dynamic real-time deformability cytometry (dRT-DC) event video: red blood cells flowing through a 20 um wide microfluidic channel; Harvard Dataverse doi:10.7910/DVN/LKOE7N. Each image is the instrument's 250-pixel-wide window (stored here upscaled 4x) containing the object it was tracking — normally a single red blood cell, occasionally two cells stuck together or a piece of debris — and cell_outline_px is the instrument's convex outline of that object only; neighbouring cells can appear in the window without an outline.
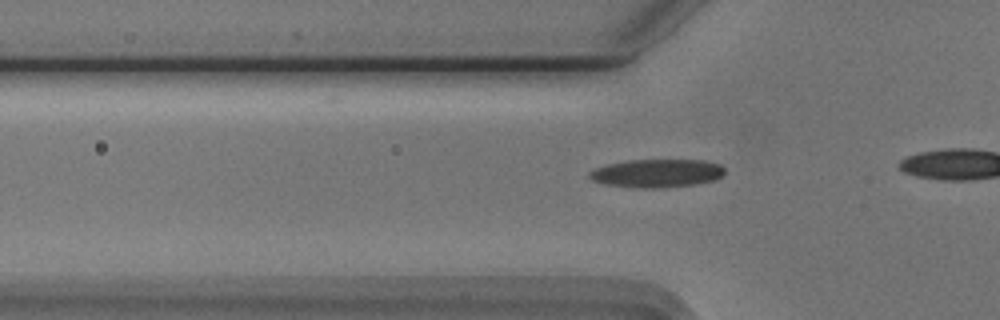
{"species": "Egyptian fruit bat (a non-hibernating species)", "species_latin": "Rousettus aegyptiacus", "temperature_condition": "cold", "stored_images_in_passage": 21, "camera_frame_rate_fps": 3000, "um_per_image_px": 0.085, "animal": {"sex": "male"}, "frame": {"image": 1, "passage_image": 15, "time_ms": 4.667, "image_size_px": [1000, 320], "cell_outline_px": [[724, 176], [716, 180], [696, 184], [660, 188], [636, 188], [604, 184], [592, 180], [588, 176], [588, 172], [592, 168], [608, 164], [628, 160], [704, 160], [720, 164], [724, 168]], "centroid_in_image_um": [55.83, 14.73], "position_along_channel_um": 70.0, "area_um2": 22.6}}